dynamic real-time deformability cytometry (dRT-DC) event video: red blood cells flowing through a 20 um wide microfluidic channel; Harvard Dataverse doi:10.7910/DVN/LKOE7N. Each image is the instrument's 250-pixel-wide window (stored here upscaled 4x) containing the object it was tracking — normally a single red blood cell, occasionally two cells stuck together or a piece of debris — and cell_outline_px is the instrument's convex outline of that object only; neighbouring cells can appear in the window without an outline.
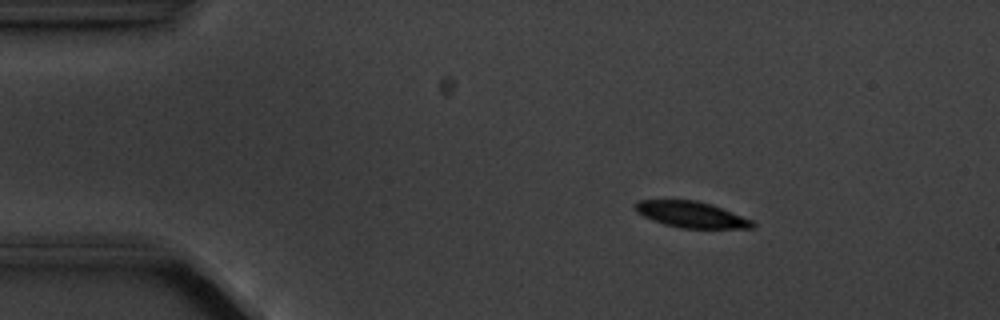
{"species": "common noctule bat (a hibernating species)", "species_latin": "Nyctalus noctula", "temperature_condition": "cold", "stored_images_in_passage": 6, "camera_frame_rate_fps": 3000, "um_per_image_px": 0.085, "animal": {"sex": "male", "body_mass_g": 20.1, "forearm_length_mm": 53.5}, "frame": {"image": 1, "passage_image": 3, "time_ms": 2.333, "image_size_px": [1000, 320], "cell_outline_px": [[756, 224], [752, 228], [680, 228], [664, 224], [652, 220], [636, 212], [632, 208], [632, 204], [636, 200], [696, 200], [712, 204], [752, 220]], "centroid_in_image_um": [58.7, 18.23], "position_along_channel_um": 26.3, "area_um2": 17.98}}